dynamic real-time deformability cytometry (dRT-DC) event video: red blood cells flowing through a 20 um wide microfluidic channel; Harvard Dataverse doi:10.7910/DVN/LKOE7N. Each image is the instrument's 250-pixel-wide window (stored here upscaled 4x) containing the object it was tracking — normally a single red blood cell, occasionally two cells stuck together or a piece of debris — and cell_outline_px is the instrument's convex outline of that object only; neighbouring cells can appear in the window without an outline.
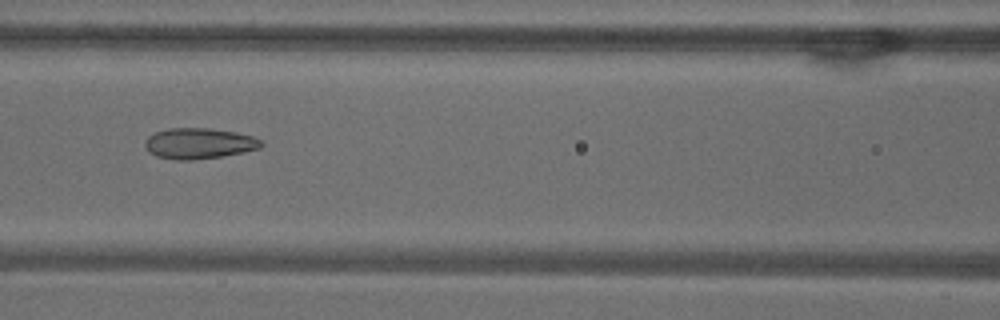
{"species": "common noctule bat (a hibernating species)", "species_latin": "Nyctalus noctula", "temperature_condition": "warm", "stored_images_in_passage": 41, "camera_frame_rate_fps": 3000, "um_per_image_px": 0.085, "animal": {"sex": "male", "body_mass_g": 18.8}, "frame": {"image": 1, "passage_image": 12, "time_ms": 3.667, "image_size_px": [1000, 320], "cell_outline_px": [[264, 144], [260, 148], [244, 152], [220, 156], [192, 160], [176, 160], [156, 156], [148, 152], [144, 144], [144, 140], [148, 136], [156, 132], [168, 128], [208, 128], [236, 132], [252, 136], [260, 140]], "centroid_in_image_um": [16.89, 12.19], "position_along_channel_um": 149.7, "area_um2": 20.87}}
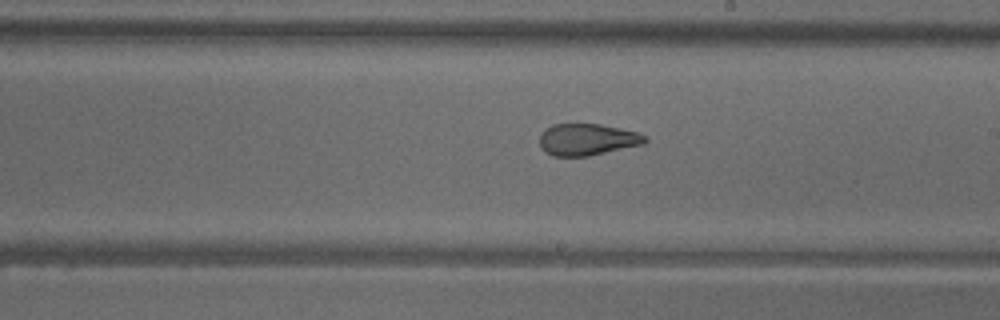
{"frame": {"image": 2, "passage_image": 19, "time_ms": 6.0, "image_size_px": [1000, 320], "cell_outline_px": [[648, 140], [644, 144], [588, 156], [552, 156], [544, 152], [540, 148], [540, 136], [544, 128], [552, 124], [600, 124], [620, 128], [636, 132], [644, 136]], "centroid_in_image_um": [49.87, 11.86], "position_along_channel_um": 239.1, "area_um2": 19.54}}
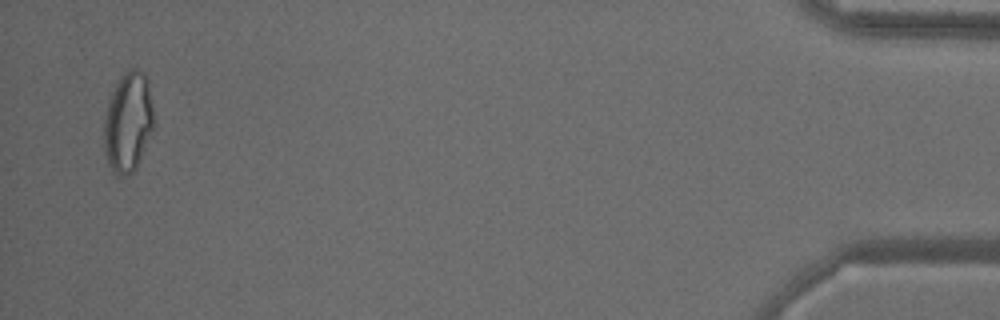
{"frame": {"image": 3, "passage_image": 40, "time_ms": 13.0, "image_size_px": [1000, 320], "cell_outline_px": [[152, 132], [136, 168], [132, 172], [124, 176], [116, 176], [112, 172], [108, 164], [104, 148], [104, 120], [108, 104], [112, 92], [120, 76], [128, 68], [136, 68], [144, 72], [148, 76], [152, 108]], "centroid_in_image_um": [10.88, 10.37], "position_along_channel_um": 424.3, "area_um2": 29.02}, "authors_computed_cell_mechanics": {"area_um2": 21.5016, "velocity_mm_per_s": 3.8451, "shape_relaxation_time_tau1_ms": null, "shape_relaxation_time_tau2_ms": 1.6103, "deformation_change_tau1": null, "deformation_change_tau2": 0.0817}}